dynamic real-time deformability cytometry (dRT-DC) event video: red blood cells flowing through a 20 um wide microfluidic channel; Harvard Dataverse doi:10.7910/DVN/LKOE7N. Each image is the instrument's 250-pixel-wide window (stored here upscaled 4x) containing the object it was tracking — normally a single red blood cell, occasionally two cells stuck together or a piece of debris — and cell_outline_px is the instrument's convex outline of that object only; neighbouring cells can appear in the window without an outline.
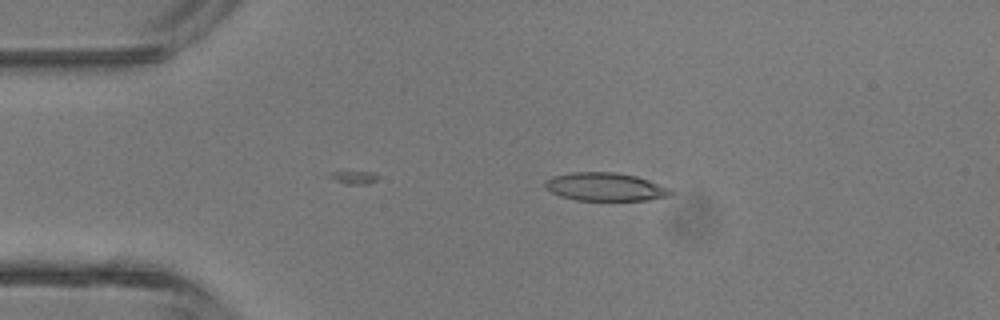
{"species": "common noctule bat (a hibernating species)", "species_latin": "Nyctalus noctula", "temperature_condition": "room temperature", "stored_images_in_passage": 1, "camera_frame_rate_fps": 3000, "um_per_image_px": 0.085, "animal": {"sex": "male", "body_mass_g": 13.3}, "frame": {"image": 1, "passage_image": 1, "time_ms": 0.0, "image_size_px": [1000, 320], "cell_outline_px": [[676, 192], [672, 196], [648, 200], [576, 200], [560, 196], [544, 188], [544, 180], [552, 176], [572, 172], [612, 172], [636, 176], [672, 188]], "centroid_in_image_um": [51.48, 15.88], "position_along_channel_um": 33.5, "area_um2": 20.92}}